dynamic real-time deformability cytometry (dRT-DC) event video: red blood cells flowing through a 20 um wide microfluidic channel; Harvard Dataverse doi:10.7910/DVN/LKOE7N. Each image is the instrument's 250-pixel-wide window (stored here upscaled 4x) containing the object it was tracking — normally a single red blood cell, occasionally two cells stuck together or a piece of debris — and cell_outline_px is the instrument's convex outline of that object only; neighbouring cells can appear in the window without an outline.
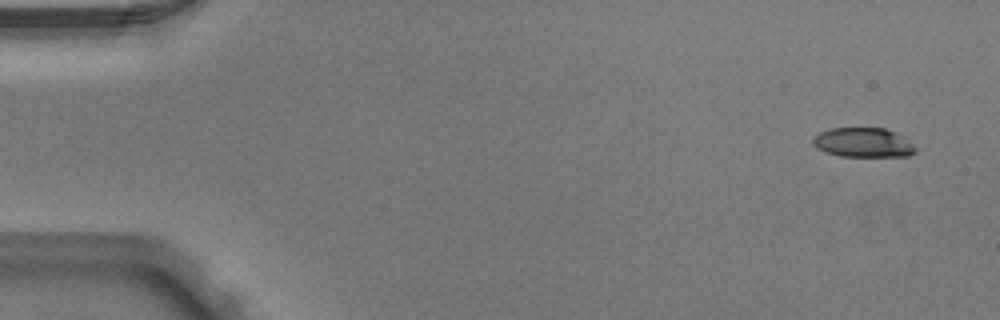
{"species": "Egyptian fruit bat (a non-hibernating species)", "species_latin": "Rousettus aegyptiacus", "temperature_condition": "warm", "stored_images_in_passage": 4, "camera_frame_rate_fps": 3000, "um_per_image_px": 0.085, "animal": {"sex": "male"}, "frame": {"image": 1, "passage_image": 1, "time_ms": 0.0, "image_size_px": [1000, 320], "cell_outline_px": [[916, 152], [908, 156], [840, 156], [824, 152], [816, 148], [812, 144], [812, 140], [820, 132], [832, 128], [884, 128], [896, 132], [912, 144], [916, 148]], "centroid_in_image_um": [73.36, 12.12], "position_along_channel_um": 11.6, "area_um2": 17.57}}
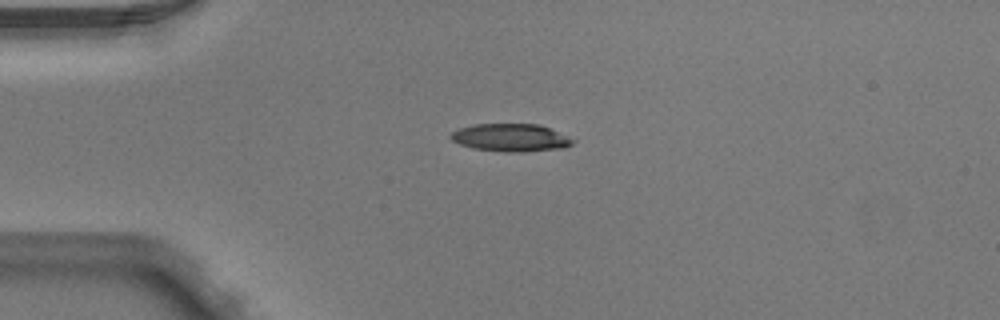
{"frame": {"image": 2, "passage_image": 3, "time_ms": 0.667, "image_size_px": [1000, 320], "cell_outline_px": [[576, 140], [572, 144], [564, 148], [516, 152], [508, 152], [472, 148], [460, 144], [452, 140], [448, 136], [456, 128], [472, 124], [540, 124]], "centroid_in_image_um": [43.37, 11.69], "position_along_channel_um": 41.6, "area_um2": 19.77}}